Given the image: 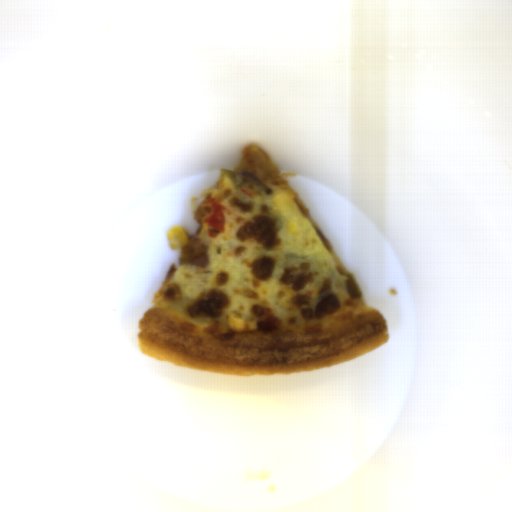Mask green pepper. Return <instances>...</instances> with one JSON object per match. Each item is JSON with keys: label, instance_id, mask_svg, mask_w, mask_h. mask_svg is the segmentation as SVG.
<instances>
[{"label": "green pepper", "instance_id": "green-pepper-2", "mask_svg": "<svg viewBox=\"0 0 512 512\" xmlns=\"http://www.w3.org/2000/svg\"><path fill=\"white\" fill-rule=\"evenodd\" d=\"M339 275L345 276L347 278V280L344 282V284L346 286L347 293L351 298H357V297L363 296V292H362L356 278L354 277L353 273L339 271Z\"/></svg>", "mask_w": 512, "mask_h": 512}, {"label": "green pepper", "instance_id": "green-pepper-1", "mask_svg": "<svg viewBox=\"0 0 512 512\" xmlns=\"http://www.w3.org/2000/svg\"><path fill=\"white\" fill-rule=\"evenodd\" d=\"M217 188H230L233 192H238V186L235 178V173L226 168L220 169V176L216 184Z\"/></svg>", "mask_w": 512, "mask_h": 512}]
</instances>
